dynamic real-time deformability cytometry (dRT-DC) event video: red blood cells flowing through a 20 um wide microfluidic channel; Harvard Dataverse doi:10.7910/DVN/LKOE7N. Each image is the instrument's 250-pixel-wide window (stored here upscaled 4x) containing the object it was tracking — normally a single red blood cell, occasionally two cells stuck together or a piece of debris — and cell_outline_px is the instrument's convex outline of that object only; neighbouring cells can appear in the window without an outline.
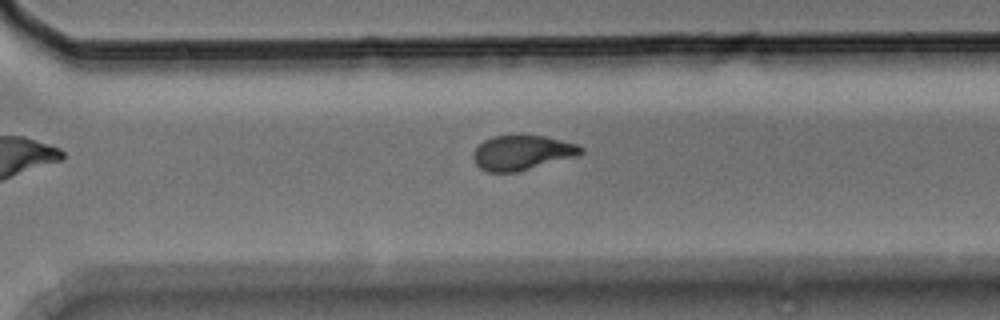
{"species": "Egyptian fruit bat (a non-hibernating species)", "species_latin": "Rousettus aegyptiacus", "temperature_condition": "room temperature", "stored_images_in_passage": 12, "camera_frame_rate_fps": 3000, "um_per_image_px": 0.085, "animal": {"sex": "male"}, "frame": {"image": 1, "passage_image": 9, "time_ms": 2.667, "image_size_px": [1000, 320], "cell_outline_px": [[584, 152], [580, 156], [516, 172], [488, 172], [480, 168], [472, 160], [472, 152], [484, 140], [492, 136], [544, 136], [576, 144], [584, 148]], "centroid_in_image_um": [44.38, 12.99], "position_along_channel_um": 326.2, "area_um2": 21.85}}
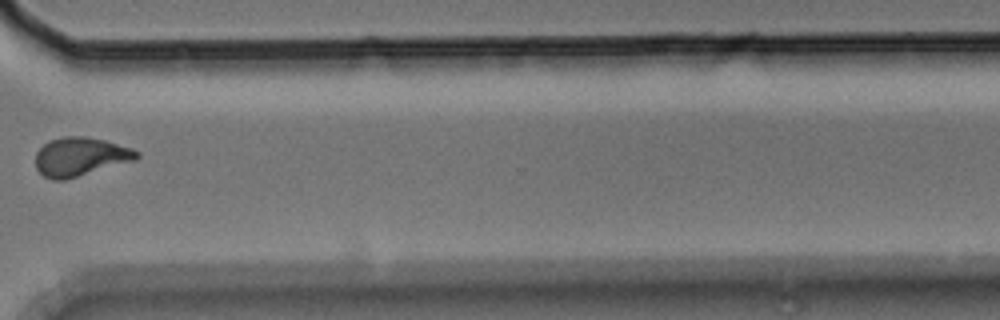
{"frame": {"image": 2, "passage_image": 10, "time_ms": 3.0, "image_size_px": [1000, 320], "cell_outline_px": [[140, 156], [136, 160], [64, 180], [52, 180], [44, 176], [36, 168], [36, 152], [48, 140], [64, 136], [84, 136], [104, 140], [132, 148], [140, 152]], "centroid_in_image_um": [6.83, 13.31], "position_along_channel_um": 363.8, "area_um2": 22.83}}